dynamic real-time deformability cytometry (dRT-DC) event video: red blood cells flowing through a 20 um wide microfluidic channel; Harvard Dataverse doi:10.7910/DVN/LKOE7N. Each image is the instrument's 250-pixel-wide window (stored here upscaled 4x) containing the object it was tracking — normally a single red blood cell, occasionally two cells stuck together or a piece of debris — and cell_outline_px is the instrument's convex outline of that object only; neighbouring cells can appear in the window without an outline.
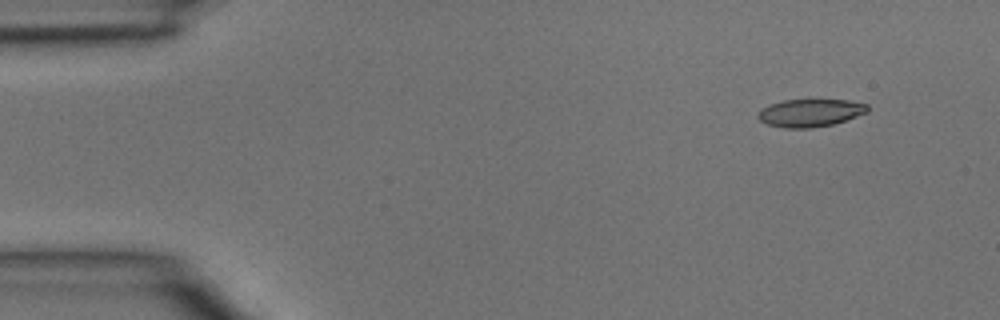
{"species": "common noctule bat (a hibernating species)", "species_latin": "Nyctalus noctula", "temperature_condition": "room temperature", "stored_images_in_passage": 4, "camera_frame_rate_fps": 3000, "um_per_image_px": 0.085, "animal": {"sex": "male", "body_mass_g": 15.6}, "frame": {"image": 1, "passage_image": 1, "time_ms": 0.0, "image_size_px": [1000, 320], "cell_outline_px": [[868, 112], [832, 124], [812, 128], [784, 128], [768, 124], [760, 120], [756, 116], [760, 108], [768, 104], [784, 100], [848, 100], [868, 104]], "centroid_in_image_um": [68.83, 9.59], "position_along_channel_um": 16.2, "area_um2": 17.69}}
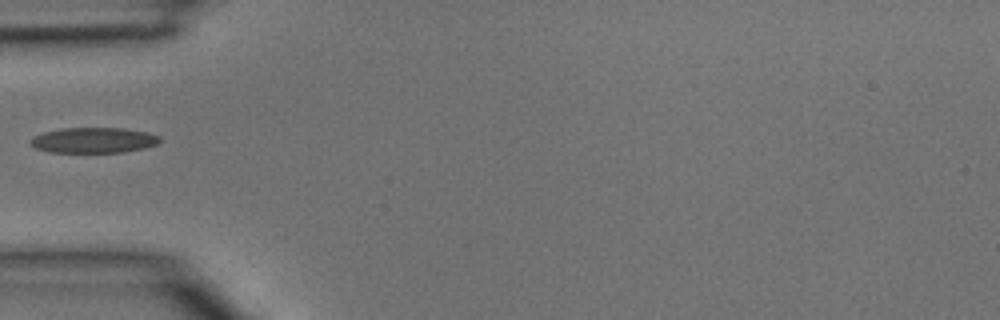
{"frame": {"image": 2, "passage_image": 4, "time_ms": 1.0, "image_size_px": [1000, 320], "cell_outline_px": [[160, 140], [156, 144], [144, 148], [124, 152], [48, 152], [36, 148], [28, 144], [28, 140], [32, 136], [44, 132], [64, 128], [120, 128], [148, 132], [160, 136]], "centroid_in_image_um": [7.91, 11.92], "position_along_channel_um": 77.1, "area_um2": 19.25}}